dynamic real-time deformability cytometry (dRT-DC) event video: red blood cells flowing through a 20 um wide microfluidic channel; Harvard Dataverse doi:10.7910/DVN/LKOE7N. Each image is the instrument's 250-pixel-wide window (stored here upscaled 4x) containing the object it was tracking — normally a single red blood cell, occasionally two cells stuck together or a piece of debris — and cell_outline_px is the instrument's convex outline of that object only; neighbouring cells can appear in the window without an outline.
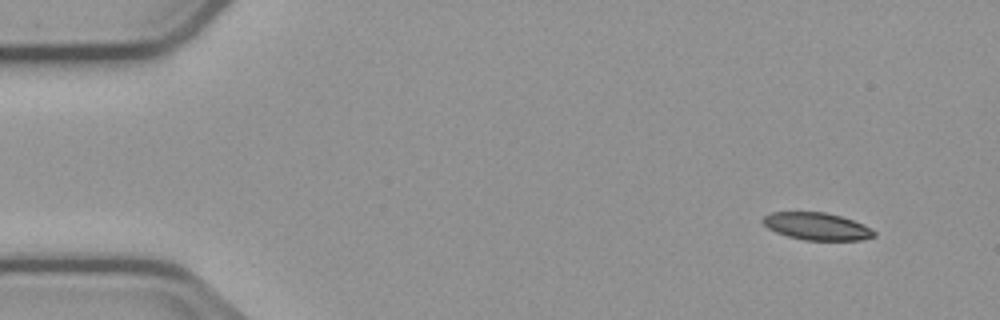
{"species": "common noctule bat (a hibernating species)", "species_latin": "Nyctalus noctula", "temperature_condition": "cold", "stored_images_in_passage": 4, "camera_frame_rate_fps": 3000, "um_per_image_px": 0.085, "animal": {"sex": "male", "body_mass_g": 23.1, "forearm_length_mm": 52.7}, "frame": {"image": 1, "passage_image": 1, "time_ms": 0.0, "image_size_px": [1000, 320], "cell_outline_px": [[876, 236], [860, 240], [804, 240], [788, 236], [776, 232], [768, 228], [760, 220], [764, 216], [772, 212], [824, 212], [840, 216], [852, 220], [872, 228], [876, 232]], "centroid_in_image_um": [69.43, 19.24], "position_along_channel_um": 15.6, "area_um2": 17.69}}
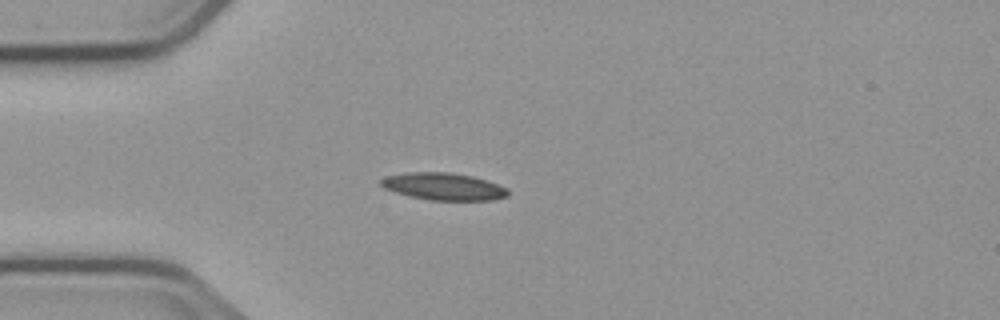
{"frame": {"image": 2, "passage_image": 4, "time_ms": 3.333, "image_size_px": [1000, 320], "cell_outline_px": [[508, 196], [492, 200], [428, 200], [408, 196], [384, 188], [380, 184], [380, 180], [384, 176], [404, 172], [448, 172], [472, 176], [488, 180], [508, 188]], "centroid_in_image_um": [37.69, 15.84], "position_along_channel_um": 47.3, "area_um2": 20.35}}